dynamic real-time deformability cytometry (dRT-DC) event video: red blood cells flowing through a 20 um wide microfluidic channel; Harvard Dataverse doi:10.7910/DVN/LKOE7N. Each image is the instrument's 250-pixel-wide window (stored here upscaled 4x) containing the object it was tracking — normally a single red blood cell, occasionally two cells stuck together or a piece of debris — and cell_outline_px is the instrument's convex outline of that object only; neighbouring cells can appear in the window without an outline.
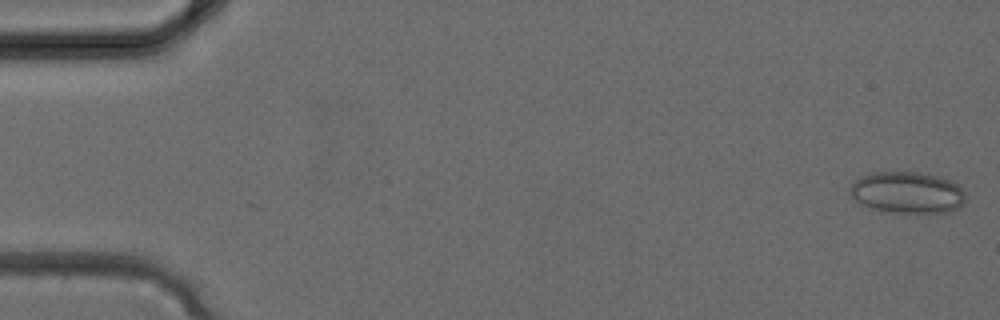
{"species": "common noctule bat (a hibernating species)", "species_latin": "Nyctalus noctula", "temperature_condition": "cold", "stored_images_in_passage": 33, "camera_frame_rate_fps": 3000, "um_per_image_px": 0.085, "animal": {"sex": "female", "body_mass_g": 24.6, "forearm_length_mm": 56.2}, "frame": {"image": 1, "passage_image": 1, "time_ms": 0.0, "image_size_px": [1000, 320], "cell_outline_px": [[964, 200], [956, 208], [948, 212], [892, 212], [872, 208], [856, 200], [848, 192], [848, 188], [860, 176], [872, 172], [920, 172], [940, 176], [952, 180], [964, 192]], "centroid_in_image_um": [77.09, 16.34], "position_along_channel_um": 7.9, "area_um2": 27.74}}
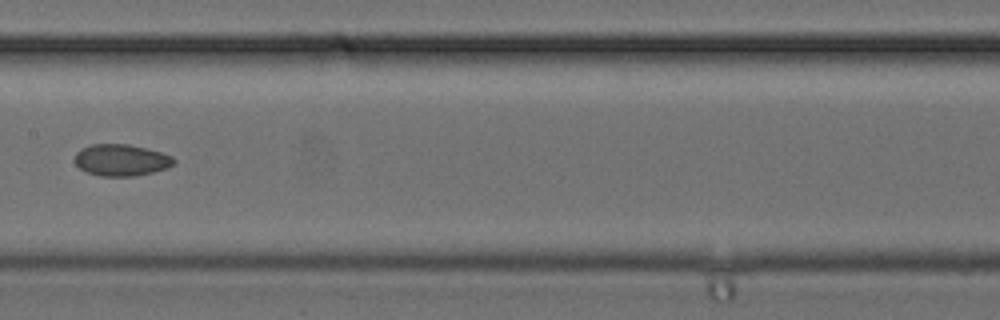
{"frame": {"image": 2, "passage_image": 17, "time_ms": 5.333, "image_size_px": [1000, 320], "cell_outline_px": [[176, 164], [168, 168], [152, 172], [132, 176], [100, 176], [88, 172], [80, 168], [76, 164], [76, 152], [80, 148], [92, 144], [128, 144], [160, 152], [172, 156], [176, 160]], "centroid_in_image_um": [10.33, 13.6], "position_along_channel_um": 197.1, "area_um2": 18.21}}
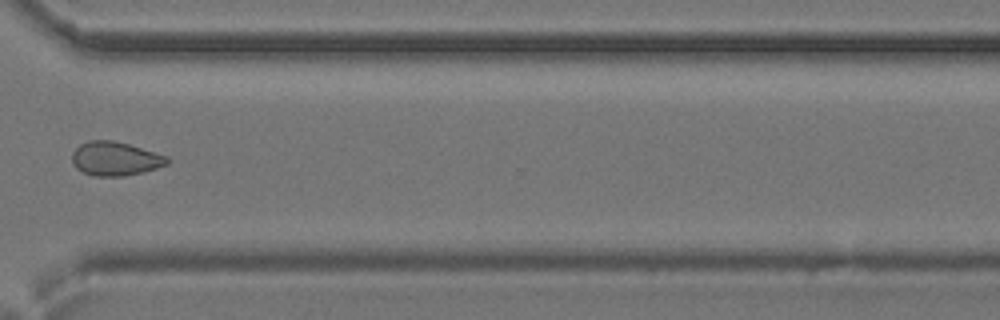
{"frame": {"image": 3, "passage_image": 25, "time_ms": 8.0, "image_size_px": [1000, 320], "cell_outline_px": [[172, 160], [168, 164], [144, 172], [124, 176], [92, 176], [76, 168], [72, 164], [72, 152], [80, 144], [88, 140], [112, 140], [128, 144], [168, 156]], "centroid_in_image_um": [9.8, 13.49], "position_along_channel_um": 360.8, "area_um2": 18.96}}